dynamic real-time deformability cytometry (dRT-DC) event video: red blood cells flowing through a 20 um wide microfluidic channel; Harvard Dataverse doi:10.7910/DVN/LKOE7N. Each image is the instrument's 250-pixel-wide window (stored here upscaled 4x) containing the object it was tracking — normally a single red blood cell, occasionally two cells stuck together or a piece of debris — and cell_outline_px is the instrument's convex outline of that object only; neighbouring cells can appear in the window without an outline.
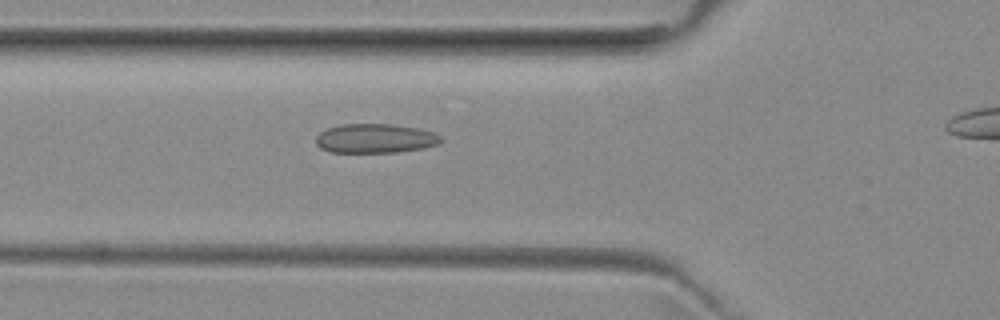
{"species": "common noctule bat (a hibernating species)", "species_latin": "Nyctalus noctula", "temperature_condition": "room temperature", "stored_images_in_passage": 39, "camera_frame_rate_fps": 3000, "um_per_image_px": 0.085, "animal": {"sex": "female", "body_mass_g": 29.2, "forearm_length_mm": 56.3}, "frame": {"image": 1, "passage_image": 13, "time_ms": 4.0, "image_size_px": [1000, 320], "cell_outline_px": [[444, 140], [440, 144], [424, 148], [396, 152], [332, 152], [320, 148], [316, 144], [316, 136], [320, 132], [328, 128], [340, 124], [392, 124], [420, 128], [432, 132], [440, 136]], "centroid_in_image_um": [31.92, 11.76], "position_along_channel_um": 93.9, "area_um2": 21.44}}
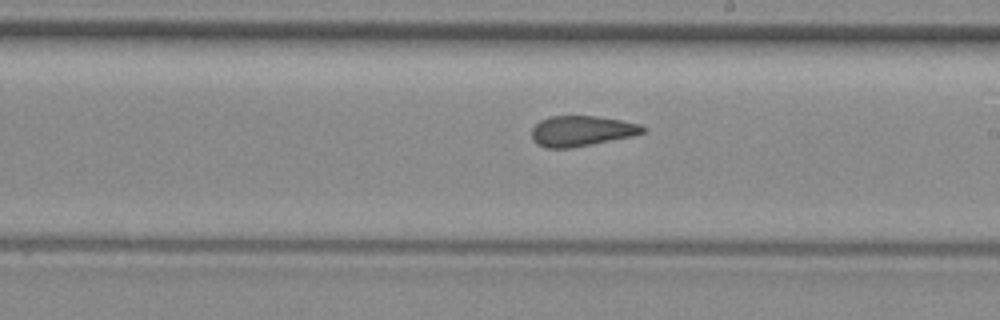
{"frame": {"image": 2, "passage_image": 24, "time_ms": 7.667, "image_size_px": [1000, 320], "cell_outline_px": [[648, 128], [644, 132], [632, 136], [572, 148], [548, 148], [536, 144], [532, 140], [532, 128], [540, 120], [552, 116], [596, 116], [620, 120], [640, 124]], "centroid_in_image_um": [49.43, 11.13], "position_along_channel_um": 239.6, "area_um2": 19.71}}
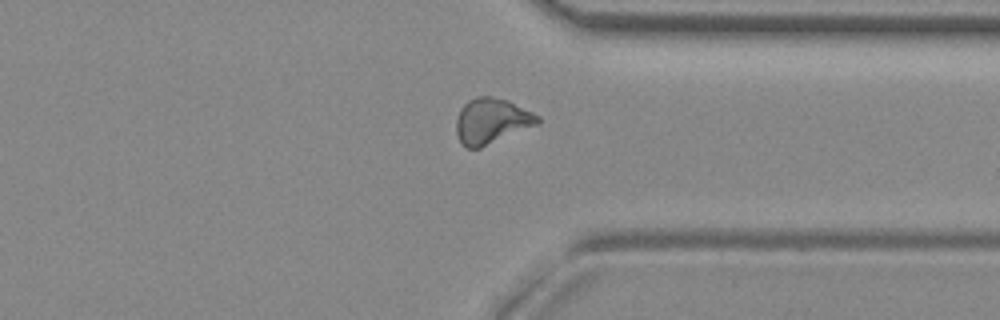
{"frame": {"image": 3, "passage_image": 34, "time_ms": 11.0, "image_size_px": [1000, 320], "cell_outline_px": [[540, 124], [480, 148], [464, 148], [456, 132], [456, 120], [460, 108], [468, 100], [476, 96], [492, 96], [508, 100], [540, 116]], "centroid_in_image_um": [41.79, 10.28], "position_along_channel_um": 369.6, "area_um2": 21.79}}